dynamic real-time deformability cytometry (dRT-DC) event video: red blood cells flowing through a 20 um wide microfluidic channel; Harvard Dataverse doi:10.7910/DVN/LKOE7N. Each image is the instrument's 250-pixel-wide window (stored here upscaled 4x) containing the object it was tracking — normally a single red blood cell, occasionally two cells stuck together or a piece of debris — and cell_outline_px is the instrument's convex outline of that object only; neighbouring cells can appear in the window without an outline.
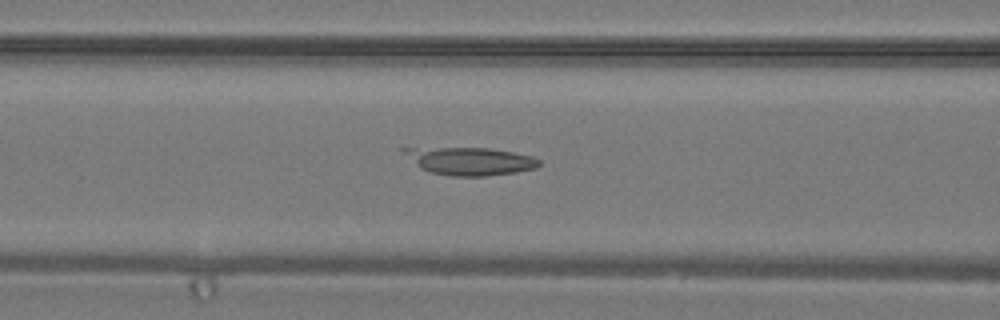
{"species": "common noctule bat (a hibernating species)", "species_latin": "Nyctalus noctula", "temperature_condition": "warm", "stored_images_in_passage": 30, "camera_frame_rate_fps": 3000, "um_per_image_px": 0.085, "animal": {"sex": "male", "body_mass_g": 19.2, "forearm_length_mm": 51.8}, "frame": {"image": 1, "passage_image": 11, "time_ms": 3.333, "image_size_px": [1000, 320], "cell_outline_px": [[540, 164], [536, 168], [516, 172], [484, 176], [448, 176], [428, 172], [420, 168], [400, 152], [400, 148], [488, 148], [512, 152], [532, 156], [540, 160]], "centroid_in_image_um": [39.9, 13.7], "position_along_channel_um": 126.7, "area_um2": 21.96}}
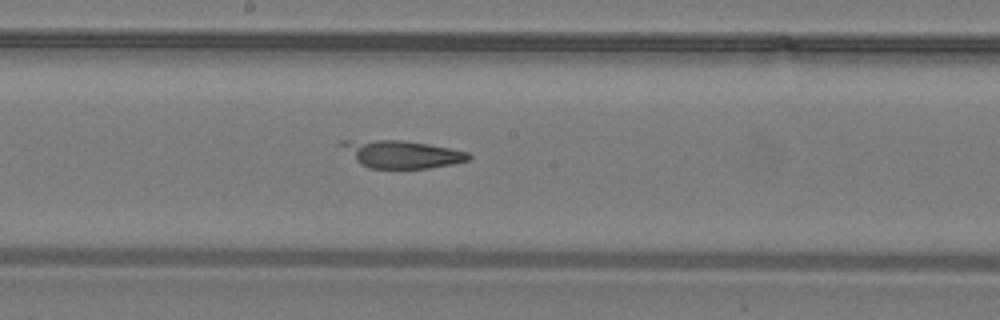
{"frame": {"image": 2, "passage_image": 16, "time_ms": 5.0, "image_size_px": [1000, 320], "cell_outline_px": [[472, 156], [468, 160], [452, 164], [428, 168], [368, 168], [360, 164], [336, 144], [340, 140], [400, 140], [428, 144], [468, 152]], "centroid_in_image_um": [34.08, 13.09], "position_along_channel_um": 214.1, "area_um2": 20.46}}
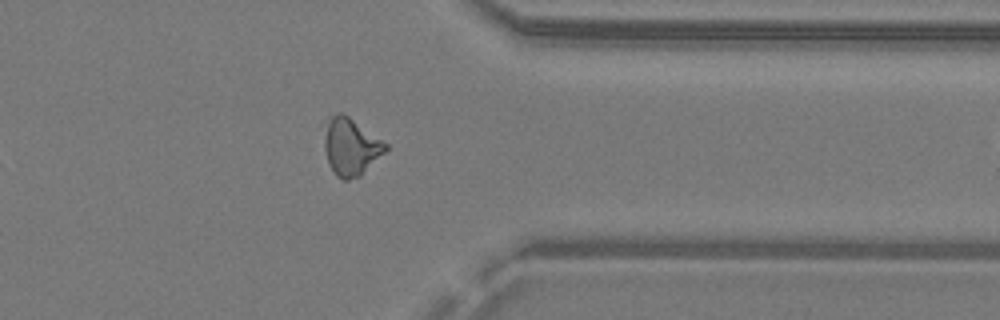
{"frame": {"image": 3, "passage_image": 26, "time_ms": 8.333, "image_size_px": [1000, 320], "cell_outline_px": [[388, 148], [360, 176], [348, 180], [344, 180], [336, 176], [332, 172], [328, 164], [324, 148], [320, 124], [324, 120], [336, 112], [344, 112], [388, 144]], "centroid_in_image_um": [29.72, 12.41], "position_along_channel_um": 381.7, "area_um2": 21.27}}